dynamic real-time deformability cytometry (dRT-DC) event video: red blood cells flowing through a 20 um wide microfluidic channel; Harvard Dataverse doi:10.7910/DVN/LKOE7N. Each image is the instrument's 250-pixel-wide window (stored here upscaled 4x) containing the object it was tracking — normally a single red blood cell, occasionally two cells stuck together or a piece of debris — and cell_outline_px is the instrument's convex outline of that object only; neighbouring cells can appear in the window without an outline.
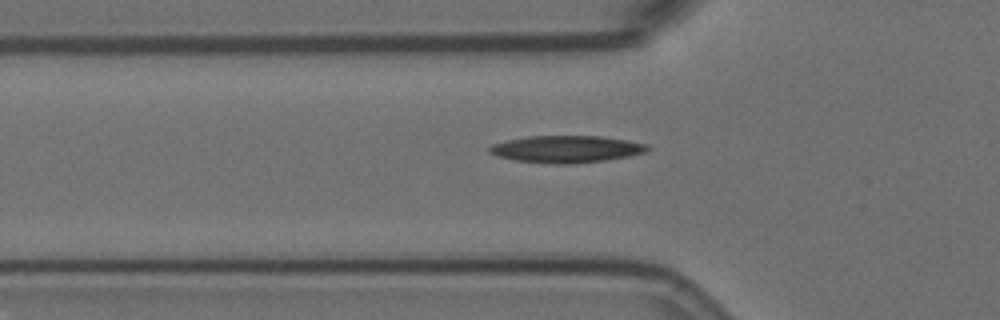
{"species": "Egyptian fruit bat (a non-hibernating species)", "species_latin": "Rousettus aegyptiacus", "temperature_condition": "room temperature", "stored_images_in_passage": 3, "camera_frame_rate_fps": 3000, "um_per_image_px": 0.085, "animal": {"sex": "female"}, "frame": {"image": 1, "passage_image": 3, "time_ms": 0.667, "image_size_px": [1000, 320], "cell_outline_px": [[652, 148], [644, 152], [628, 156], [604, 160], [572, 164], [556, 164], [516, 160], [496, 156], [488, 152], [488, 148], [492, 144], [508, 140], [528, 136], [600, 136], [628, 140], [648, 144]], "centroid_in_image_um": [48.14, 12.67], "position_along_channel_um": 77.7, "area_um2": 24.85}}